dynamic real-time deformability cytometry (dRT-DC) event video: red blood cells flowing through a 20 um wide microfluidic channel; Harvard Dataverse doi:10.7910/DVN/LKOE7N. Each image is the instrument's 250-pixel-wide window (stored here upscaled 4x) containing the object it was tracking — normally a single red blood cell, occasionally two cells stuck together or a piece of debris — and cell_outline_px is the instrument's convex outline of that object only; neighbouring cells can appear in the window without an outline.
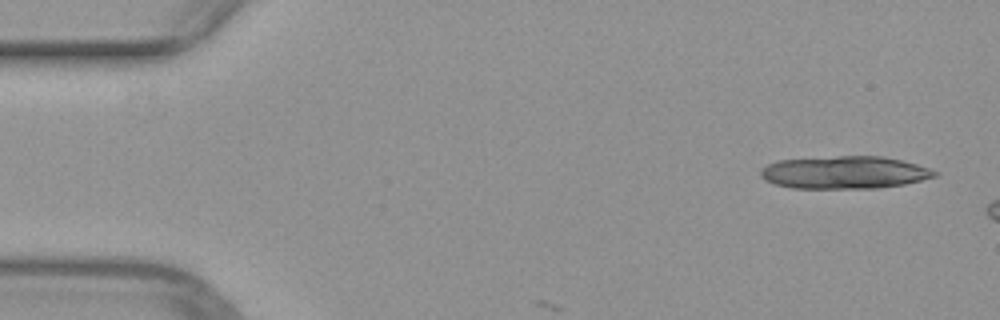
{"species": "common noctule bat (a hibernating species)", "species_latin": "Nyctalus noctula", "temperature_condition": "warm", "stored_images_in_passage": 6, "camera_frame_rate_fps": 3000, "um_per_image_px": 0.085, "animal": {"sex": "female", "body_mass_g": 29.2, "forearm_length_mm": 56.3}, "frame": {"image": 1, "passage_image": 1, "time_ms": 0.0, "image_size_px": [1000, 320], "cell_outline_px": [[936, 176], [904, 184], [876, 188], [792, 188], [776, 184], [764, 180], [760, 176], [760, 168], [768, 164], [780, 160], [836, 156], [884, 156], [916, 164], [928, 168], [936, 172]], "centroid_in_image_um": [71.73, 14.65], "position_along_channel_um": 13.3, "area_um2": 32.89}}